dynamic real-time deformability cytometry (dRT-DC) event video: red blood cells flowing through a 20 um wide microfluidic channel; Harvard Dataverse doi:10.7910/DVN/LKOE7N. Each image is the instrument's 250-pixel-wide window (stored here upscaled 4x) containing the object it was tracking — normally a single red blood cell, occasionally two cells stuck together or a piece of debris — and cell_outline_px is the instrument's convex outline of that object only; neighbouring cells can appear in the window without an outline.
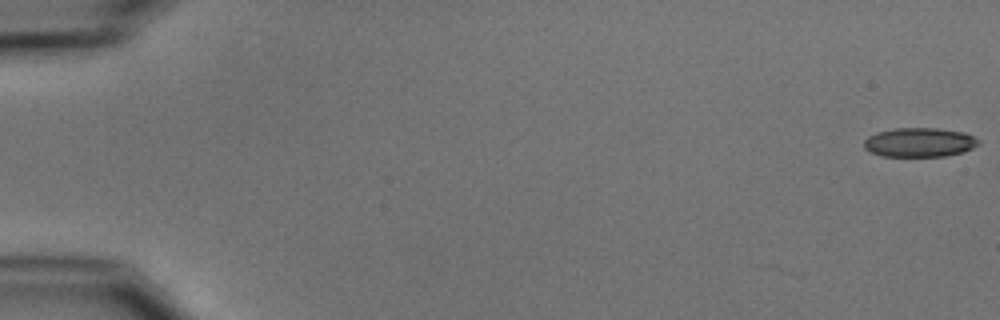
{"species": "common noctule bat (a hibernating species)", "species_latin": "Nyctalus noctula", "temperature_condition": "cold", "stored_images_in_passage": 3, "camera_frame_rate_fps": 3000, "um_per_image_px": 0.085, "animal": {"sex": "male", "body_mass_g": 15.6}, "frame": {"image": 1, "passage_image": 1, "time_ms": 0.0, "image_size_px": [1000, 320], "cell_outline_px": [[980, 144], [964, 152], [944, 156], [884, 156], [872, 152], [864, 148], [864, 140], [868, 136], [876, 132], [896, 128], [936, 128], [964, 132], [980, 140]], "centroid_in_image_um": [78.17, 12.09], "position_along_channel_um": 6.8, "area_um2": 19.48}}